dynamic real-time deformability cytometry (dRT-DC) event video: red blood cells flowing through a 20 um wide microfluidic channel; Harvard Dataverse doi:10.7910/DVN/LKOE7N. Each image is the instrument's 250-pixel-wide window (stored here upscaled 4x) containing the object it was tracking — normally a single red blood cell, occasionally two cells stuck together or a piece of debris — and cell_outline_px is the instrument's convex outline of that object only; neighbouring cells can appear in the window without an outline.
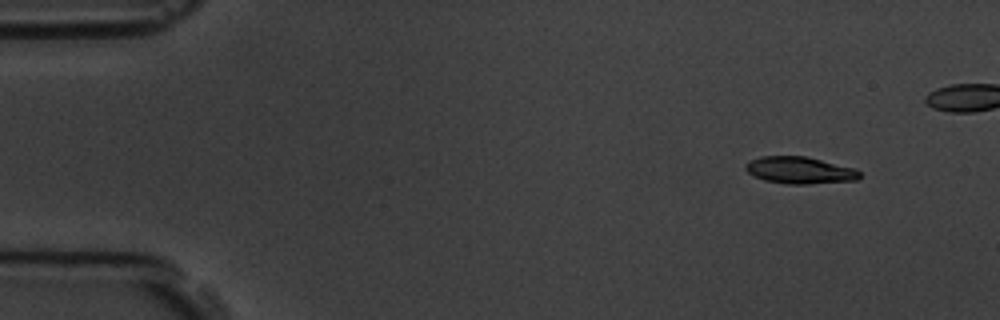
{"species": "common noctule bat (a hibernating species)", "species_latin": "Nyctalus noctula", "temperature_condition": "room temperature", "stored_images_in_passage": 6, "camera_frame_rate_fps": 3000, "um_per_image_px": 0.085, "animal": {"sex": "male", "body_mass_g": 19.5, "forearm_length_mm": 54.6}, "frame": {"image": 1, "passage_image": 2, "time_ms": 1.0, "image_size_px": [1000, 320], "cell_outline_px": [[860, 176], [856, 180], [808, 184], [788, 184], [764, 180], [748, 172], [744, 168], [744, 164], [760, 156], [808, 156], [856, 168], [860, 172]], "centroid_in_image_um": [68.0, 14.46], "position_along_channel_um": 17.0, "area_um2": 17.98}}